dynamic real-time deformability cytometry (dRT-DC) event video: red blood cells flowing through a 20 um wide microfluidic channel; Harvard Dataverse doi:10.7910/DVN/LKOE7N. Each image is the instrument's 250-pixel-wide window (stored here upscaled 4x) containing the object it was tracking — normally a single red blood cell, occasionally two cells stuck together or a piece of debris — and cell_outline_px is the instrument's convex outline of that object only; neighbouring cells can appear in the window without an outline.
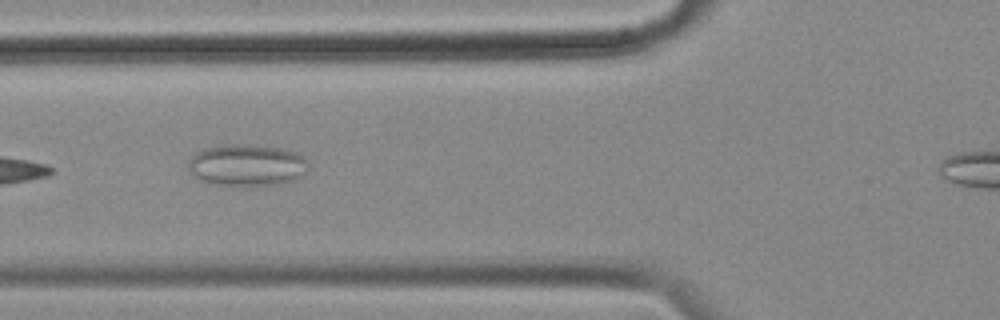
{"species": "common noctule bat (a hibernating species)", "species_latin": "Nyctalus noctula", "temperature_condition": "cold", "stored_images_in_passage": 35, "camera_frame_rate_fps": 3000, "um_per_image_px": 0.085, "animal": {"sex": "female", "body_mass_g": 18.4}, "frame": {"image": 1, "passage_image": 6, "time_ms": 1.667, "image_size_px": [1000, 320], "cell_outline_px": [[308, 168], [300, 176], [292, 180], [276, 184], [216, 184], [200, 180], [188, 168], [188, 160], [196, 152], [204, 148], [228, 144], [248, 144], [280, 148], [296, 152], [304, 156], [308, 164]], "centroid_in_image_um": [20.98, 14.0], "position_along_channel_um": 104.8, "area_um2": 28.73}}